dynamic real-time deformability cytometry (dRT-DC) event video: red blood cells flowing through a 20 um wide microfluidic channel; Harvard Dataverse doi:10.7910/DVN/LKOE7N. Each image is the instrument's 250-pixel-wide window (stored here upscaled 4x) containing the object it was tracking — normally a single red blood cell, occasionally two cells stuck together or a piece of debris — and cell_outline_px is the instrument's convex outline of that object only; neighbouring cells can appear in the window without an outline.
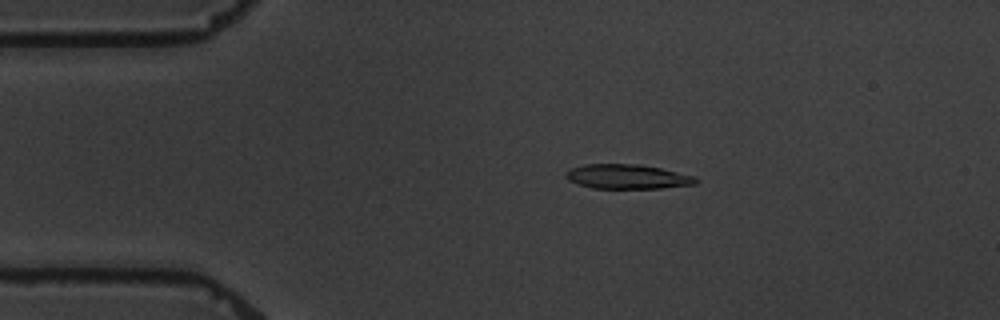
{"species": "common noctule bat (a hibernating species)", "species_latin": "Nyctalus noctula", "temperature_condition": "warm", "stored_images_in_passage": 7, "camera_frame_rate_fps": 3000, "um_per_image_px": 0.085, "animal": {"sex": "male", "body_mass_g": 19.5, "forearm_length_mm": 54.6}, "frame": {"image": 1, "passage_image": 3, "time_ms": 2.667, "image_size_px": [1000, 320], "cell_outline_px": [[700, 180], [696, 184], [660, 188], [592, 188], [568, 180], [564, 176], [564, 172], [572, 168], [584, 164], [640, 164], [660, 168], [696, 176]], "centroid_in_image_um": [53.34, 15.01], "position_along_channel_um": 31.7, "area_um2": 18.61}}
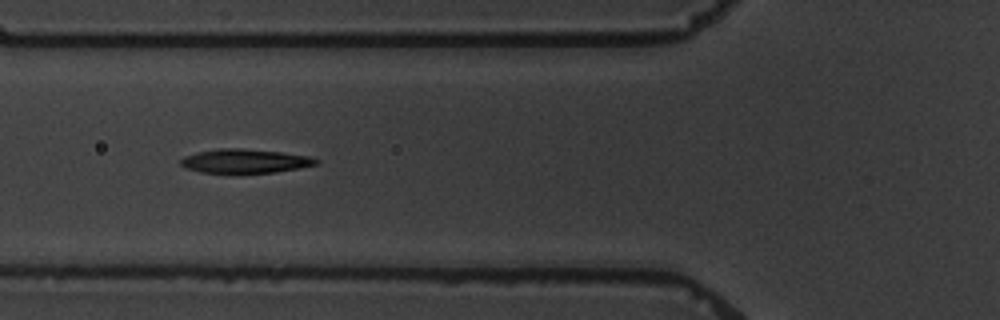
{"frame": {"image": 2, "passage_image": 6, "time_ms": 6.0, "image_size_px": [1000, 320], "cell_outline_px": [[320, 164], [300, 168], [276, 172], [232, 176], [200, 172], [184, 168], [180, 164], [180, 160], [184, 156], [200, 152], [220, 148], [240, 148], [280, 152], [308, 156], [320, 160]], "centroid_in_image_um": [20.8, 13.74], "position_along_channel_um": 105.0, "area_um2": 19.83}}
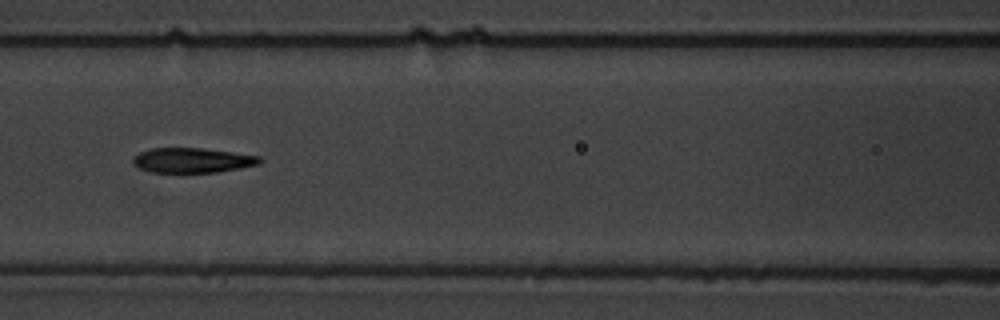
{"frame": {"image": 3, "passage_image": 7, "time_ms": 7.333, "image_size_px": [1000, 320], "cell_outline_px": [[264, 160], [260, 164], [240, 168], [216, 172], [180, 176], [152, 172], [140, 168], [132, 164], [132, 156], [140, 152], [152, 148], [200, 148], [232, 152], [260, 156]], "centroid_in_image_um": [16.31, 13.67], "position_along_channel_um": 150.3, "area_um2": 19.31}}